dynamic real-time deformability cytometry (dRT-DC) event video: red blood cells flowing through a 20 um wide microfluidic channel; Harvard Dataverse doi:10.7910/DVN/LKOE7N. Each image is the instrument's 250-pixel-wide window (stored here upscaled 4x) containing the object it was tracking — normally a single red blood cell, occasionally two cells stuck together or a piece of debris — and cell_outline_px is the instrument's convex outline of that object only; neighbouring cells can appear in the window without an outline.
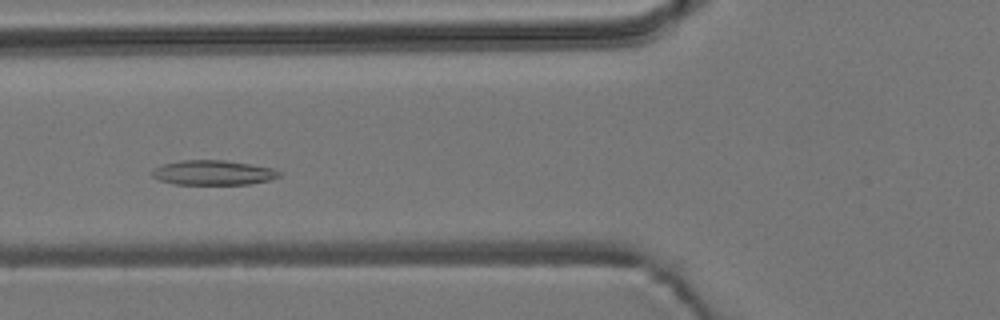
{"species": "common noctule bat (a hibernating species)", "species_latin": "Nyctalus noctula", "temperature_condition": "room temperature", "stored_images_in_passage": 49, "camera_frame_rate_fps": 3000, "um_per_image_px": 0.085, "animal": {"sex": "male", "body_mass_g": 19.2, "forearm_length_mm": 51.8}, "frame": {"image": 1, "passage_image": 15, "time_ms": 4.667, "image_size_px": [1000, 320], "cell_outline_px": [[280, 176], [272, 180], [248, 184], [176, 184], [160, 180], [152, 176], [152, 172], [156, 168], [164, 164], [180, 160], [224, 160], [272, 168], [280, 172]], "centroid_in_image_um": [18.14, 14.68], "position_along_channel_um": 107.7, "area_um2": 18.09}}
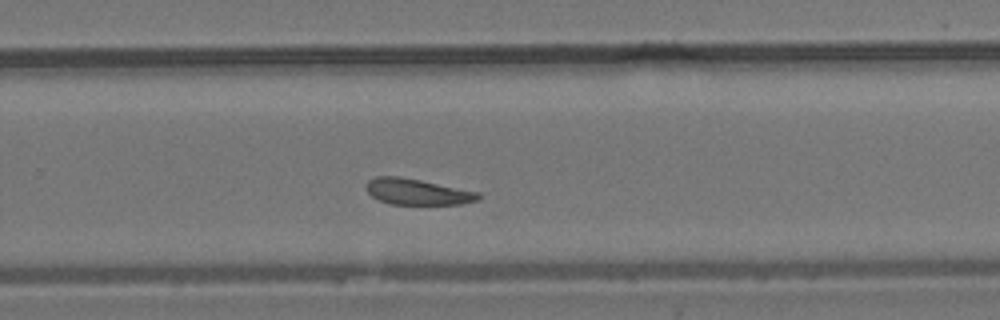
{"frame": {"image": 2, "passage_image": 30, "time_ms": 9.667, "image_size_px": [1000, 320], "cell_outline_px": [[480, 200], [464, 204], [388, 204], [372, 196], [364, 188], [364, 184], [368, 180], [376, 176], [400, 176], [480, 192]], "centroid_in_image_um": [35.46, 16.3], "position_along_channel_um": 294.3, "area_um2": 17.17}}
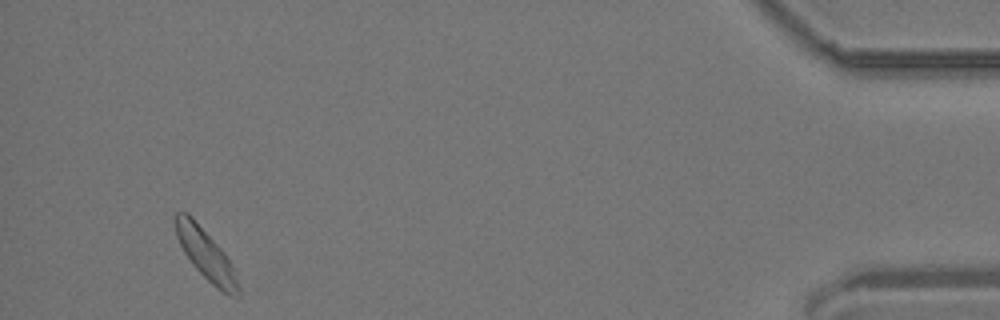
{"frame": {"image": 3, "passage_image": 46, "time_ms": 15.0, "image_size_px": [1000, 320], "cell_outline_px": [[240, 296], [224, 292], [216, 288], [192, 264], [184, 252], [176, 236], [172, 220], [172, 216], [176, 212], [188, 212], [192, 216], [224, 252], [232, 264], [236, 272], [240, 288]], "centroid_in_image_um": [17.46, 21.57], "position_along_channel_um": 417.7, "area_um2": 18.61}, "authors_computed_cell_mechanics": {"area_um2": 18.0336, "velocity_mm_per_s": 3.7368, "shape_relaxation_time_tau1_ms": null, "shape_relaxation_time_tau2_ms": 2.9913, "deformation_change_tau1": null, "deformation_change_tau2": 0.0958}}